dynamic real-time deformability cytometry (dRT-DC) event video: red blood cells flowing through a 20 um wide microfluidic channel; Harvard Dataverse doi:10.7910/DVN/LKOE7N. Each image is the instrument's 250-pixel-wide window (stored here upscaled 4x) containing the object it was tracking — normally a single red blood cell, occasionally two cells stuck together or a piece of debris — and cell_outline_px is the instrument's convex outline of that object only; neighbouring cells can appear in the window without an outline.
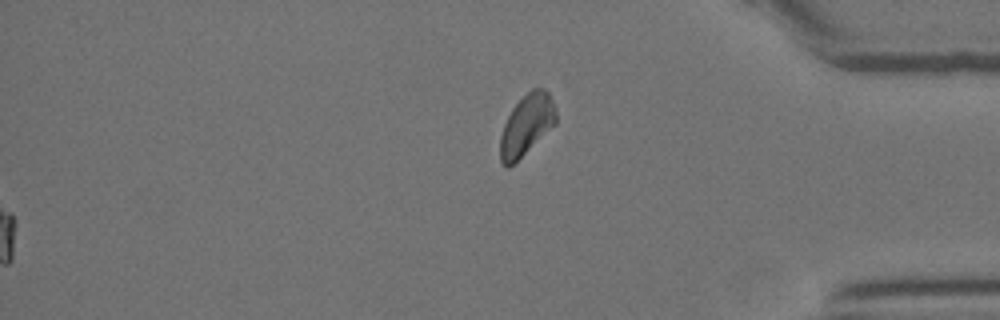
{"species": "Egyptian fruit bat (a non-hibernating species)", "species_latin": "Rousettus aegyptiacus", "temperature_condition": "room temperature", "stored_images_in_passage": 46, "segment_of_instrument_passage": [2, 2], "camera_frame_rate_fps": 3000, "um_per_image_px": 0.085, "animal": {"sex": "female"}, "frame": {"image": 1, "passage_image": 46, "time_ms": 15.0, "image_size_px": [1000, 320], "cell_outline_px": [[556, 124], [508, 168], [500, 160], [500, 136], [504, 124], [512, 108], [532, 88], [544, 88], [548, 92], [556, 108]], "centroid_in_image_um": [44.77, 10.6], "position_along_channel_um": 390.4, "area_um2": 19.48}}